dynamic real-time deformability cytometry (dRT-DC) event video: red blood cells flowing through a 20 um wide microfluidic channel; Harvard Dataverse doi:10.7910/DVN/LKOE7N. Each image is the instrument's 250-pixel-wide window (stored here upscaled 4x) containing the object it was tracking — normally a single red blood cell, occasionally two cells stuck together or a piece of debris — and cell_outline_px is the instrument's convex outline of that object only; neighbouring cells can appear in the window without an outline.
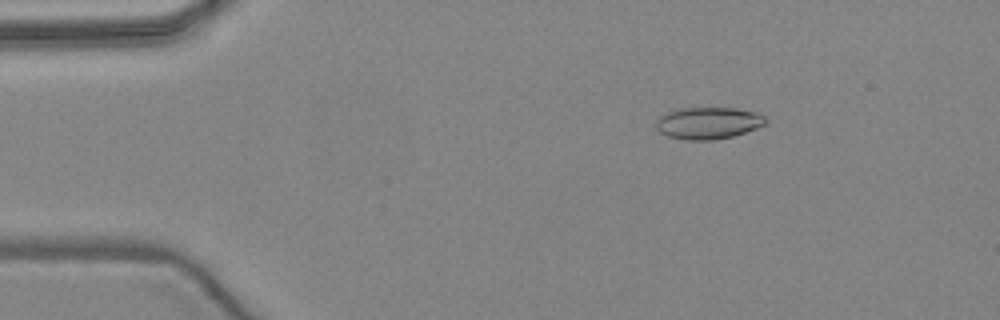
{"species": "common noctule bat (a hibernating species)", "species_latin": "Nyctalus noctula", "temperature_condition": "warm", "stored_images_in_passage": 5, "camera_frame_rate_fps": 3000, "um_per_image_px": 0.085, "animal": {"sex": "female", "body_mass_g": 24.6, "forearm_length_mm": 56.2}, "frame": {"image": 1, "passage_image": 3, "time_ms": 2.333, "image_size_px": [1000, 320], "cell_outline_px": [[768, 124], [732, 136], [712, 140], [688, 140], [668, 136], [660, 132], [656, 128], [656, 120], [660, 116], [668, 112], [680, 108], [736, 108], [756, 112], [764, 116], [768, 120]], "centroid_in_image_um": [60.22, 10.45], "position_along_channel_um": 24.8, "area_um2": 20.35}}